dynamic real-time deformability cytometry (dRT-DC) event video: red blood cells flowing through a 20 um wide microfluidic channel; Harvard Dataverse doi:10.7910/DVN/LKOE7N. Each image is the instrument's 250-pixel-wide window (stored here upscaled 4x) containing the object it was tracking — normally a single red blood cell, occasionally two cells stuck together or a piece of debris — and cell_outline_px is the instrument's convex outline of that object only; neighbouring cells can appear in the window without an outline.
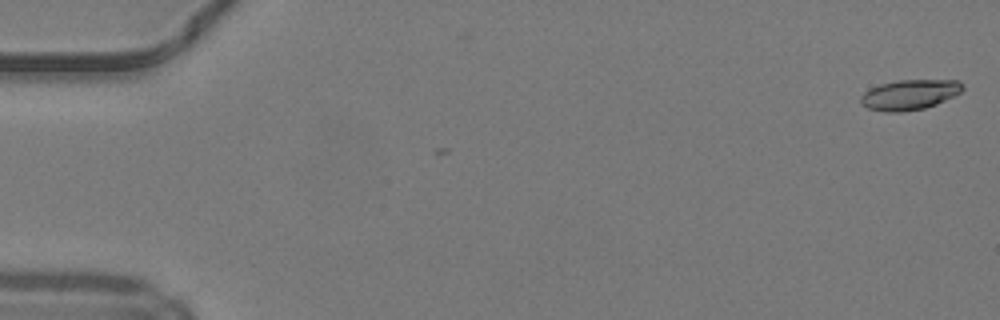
{"species": "common noctule bat (a hibernating species)", "species_latin": "Nyctalus noctula", "temperature_condition": "warm", "stored_images_in_passage": 3, "camera_frame_rate_fps": 3000, "um_per_image_px": 0.085, "animal": {"sex": "male", "body_mass_g": 19.2, "forearm_length_mm": 51.8}, "frame": {"image": 1, "passage_image": 1, "time_ms": 0.0, "image_size_px": [1000, 320], "cell_outline_px": [[964, 88], [960, 92], [936, 104], [924, 108], [900, 112], [884, 112], [868, 108], [860, 104], [860, 96], [864, 92], [880, 84], [900, 80], [960, 80], [964, 84]], "centroid_in_image_um": [77.3, 8.05], "position_along_channel_um": 7.7, "area_um2": 17.86}}